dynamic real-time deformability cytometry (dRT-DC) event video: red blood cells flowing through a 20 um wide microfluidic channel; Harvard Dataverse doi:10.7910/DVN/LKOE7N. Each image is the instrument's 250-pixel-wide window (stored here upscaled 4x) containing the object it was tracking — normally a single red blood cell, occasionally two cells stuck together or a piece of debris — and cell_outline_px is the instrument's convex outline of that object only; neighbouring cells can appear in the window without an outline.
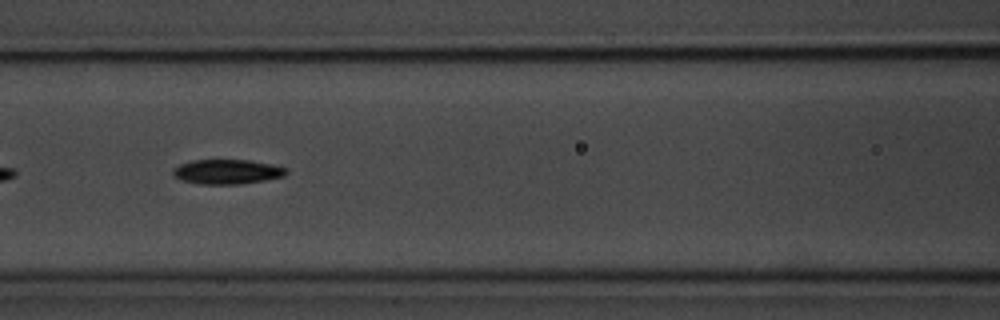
{"species": "common noctule bat (a hibernating species)", "species_latin": "Nyctalus noctula", "temperature_condition": "room temperature", "stored_images_in_passage": 20, "camera_frame_rate_fps": 3000, "um_per_image_px": 0.085, "animal": {"sex": "male", "body_mass_g": 20.1, "forearm_length_mm": 53.5}, "frame": {"image": 1, "passage_image": 9, "time_ms": 2.667, "image_size_px": [1000, 320], "cell_outline_px": [[288, 172], [284, 176], [264, 180], [240, 184], [200, 184], [180, 180], [172, 172], [180, 164], [192, 160], [248, 160], [272, 164], [288, 168]], "centroid_in_image_um": [19.34, 14.59], "position_along_channel_um": 147.3, "area_um2": 16.18}}
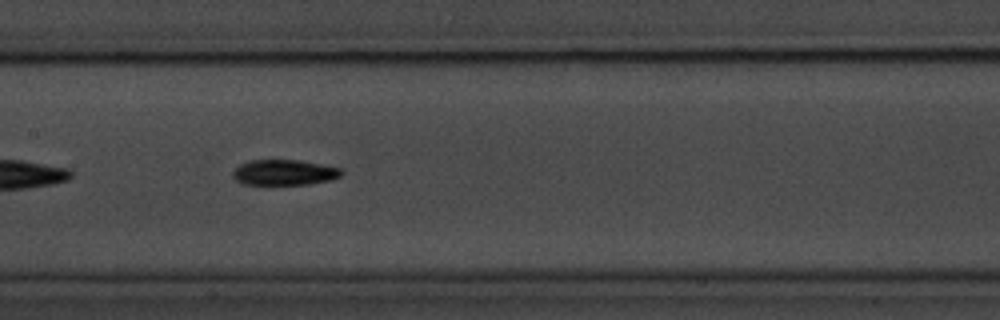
{"frame": {"image": 2, "passage_image": 12, "time_ms": 3.667, "image_size_px": [1000, 320], "cell_outline_px": [[344, 172], [340, 176], [332, 180], [308, 184], [244, 184], [236, 180], [232, 176], [232, 172], [240, 164], [248, 160], [300, 160], [340, 168]], "centroid_in_image_um": [24.16, 14.65], "position_along_channel_um": 183.2, "area_um2": 16.13}}